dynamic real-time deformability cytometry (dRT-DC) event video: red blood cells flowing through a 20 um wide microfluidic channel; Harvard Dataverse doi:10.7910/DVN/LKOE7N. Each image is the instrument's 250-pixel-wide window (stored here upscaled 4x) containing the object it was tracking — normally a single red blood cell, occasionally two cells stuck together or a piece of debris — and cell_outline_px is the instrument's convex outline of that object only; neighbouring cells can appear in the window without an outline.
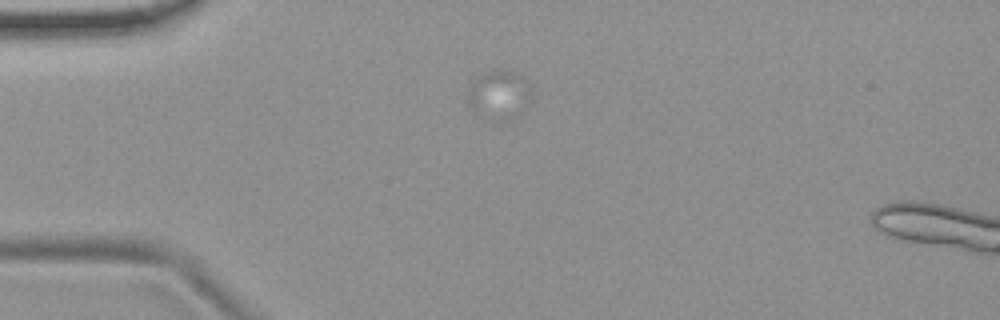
{"species": "common noctule bat (a hibernating species)", "species_latin": "Nyctalus noctula", "temperature_condition": "room temperature", "stored_images_in_passage": 42, "segment_of_instrument_passage": [1, 2], "camera_frame_rate_fps": 3000, "um_per_image_px": 0.085, "animal": {"sex": "female", "body_mass_g": 19.9}, "frame": {"image": 1, "passage_image": 1, "time_ms": 0.0, "image_size_px": [1000, 320], "cell_outline_px": [[528, 92], [476, 116], [468, 104], [468, 96], [472, 84], [484, 72], [492, 68], [500, 68], [512, 72], [528, 80]], "centroid_in_image_um": [42.12, 7.63], "position_along_channel_um": 42.9, "area_um2": 13.24}}
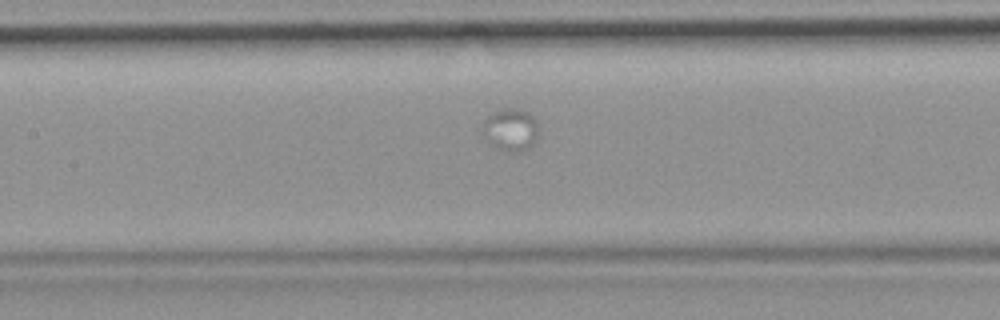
{"frame": {"image": 2, "passage_image": 15, "time_ms": 4.667, "image_size_px": [1000, 320], "cell_outline_px": [[536, 136], [532, 144], [528, 148], [516, 152], [500, 148], [492, 144], [484, 136], [484, 120], [492, 112], [500, 108], [516, 108], [528, 112], [536, 120]], "centroid_in_image_um": [43.39, 10.97], "position_along_channel_um": 164.0, "area_um2": 13.35}}
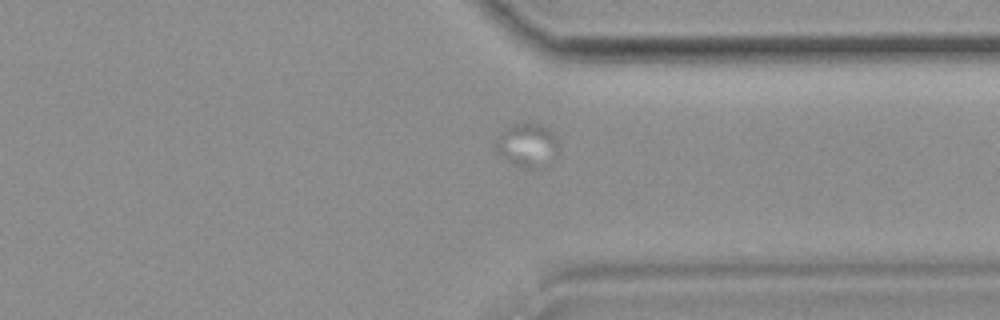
{"frame": {"image": 3, "passage_image": 34, "time_ms": 11.0, "image_size_px": [1000, 320], "cell_outline_px": [[556, 148], [532, 168], [524, 168], [512, 164], [496, 152], [496, 136], [508, 128], [516, 124], [540, 124], [548, 128], [556, 136]], "centroid_in_image_um": [44.68, 12.27], "position_along_channel_um": 366.7, "area_um2": 14.62}}